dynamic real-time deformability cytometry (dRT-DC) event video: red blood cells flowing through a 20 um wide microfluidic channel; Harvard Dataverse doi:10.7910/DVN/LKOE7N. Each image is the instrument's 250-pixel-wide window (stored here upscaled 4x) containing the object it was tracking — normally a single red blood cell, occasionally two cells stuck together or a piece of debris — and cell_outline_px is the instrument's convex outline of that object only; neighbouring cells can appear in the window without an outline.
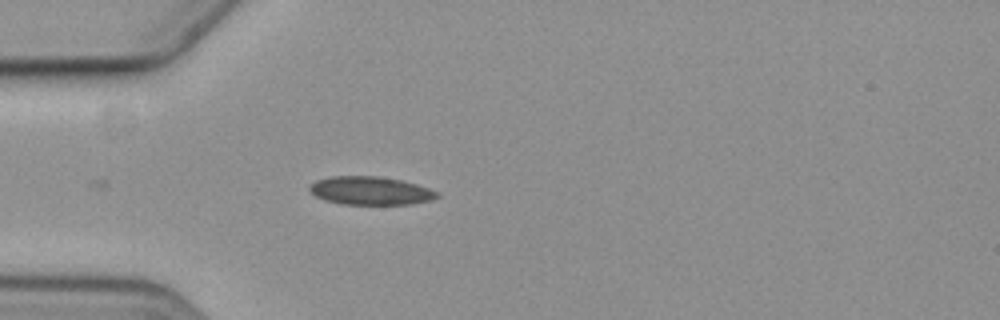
{"species": "common noctule bat (a hibernating species)", "species_latin": "Nyctalus noctula", "temperature_condition": "cold", "stored_images_in_passage": 41, "camera_frame_rate_fps": 3000, "um_per_image_px": 0.085, "animal": {"sex": "female", "body_mass_g": 19.3, "forearm_length_mm": 54.1}, "frame": {"image": 1, "passage_image": 1, "time_ms": 0.0, "image_size_px": [1000, 320], "cell_outline_px": [[440, 196], [432, 200], [412, 204], [344, 204], [324, 200], [316, 196], [308, 188], [308, 184], [316, 180], [328, 176], [380, 176], [400, 180], [416, 184], [440, 192]], "centroid_in_image_um": [31.49, 16.2], "position_along_channel_um": 53.5, "area_um2": 21.15}}
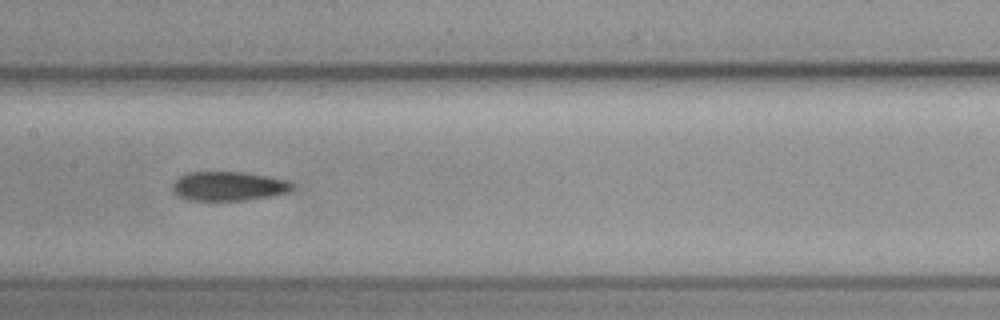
{"frame": {"image": 2, "passage_image": 13, "time_ms": 4.0, "image_size_px": [1000, 320], "cell_outline_px": [[296, 188], [288, 192], [268, 196], [244, 200], [188, 200], [176, 196], [172, 192], [172, 184], [180, 176], [188, 172], [240, 172], [268, 176], [288, 180], [296, 184]], "centroid_in_image_um": [19.43, 15.82], "position_along_channel_um": 188.0, "area_um2": 20.52}}
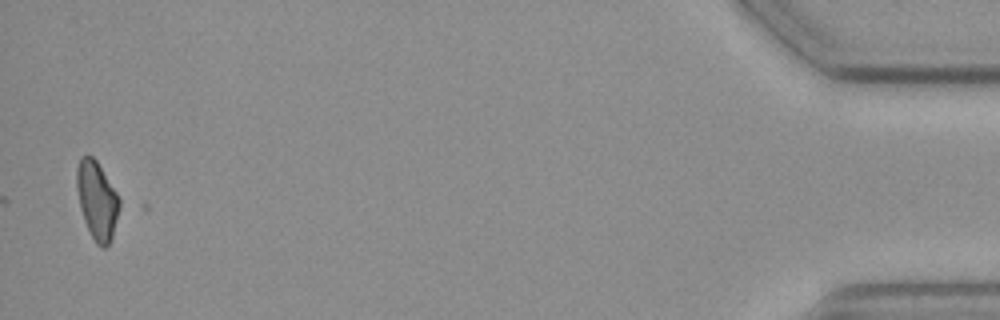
{"frame": {"image": 3, "passage_image": 41, "time_ms": 13.333, "image_size_px": [1000, 320], "cell_outline_px": [[128, 204], [108, 244], [104, 248], [100, 248], [96, 244], [84, 220], [80, 208], [76, 188], [76, 168], [80, 156], [92, 156], [96, 160]], "centroid_in_image_um": [8.37, 17.04], "position_along_channel_um": 426.8, "area_um2": 20.92}, "authors_computed_cell_mechanics": {"area_um2": 20.4034, "velocity_mm_per_s": 3.5825, "shape_relaxation_time_tau1_ms": null, "shape_relaxation_time_tau2_ms": 9.9942, "deformation_change_tau1": null, "deformation_change_tau2": 0.1303}}